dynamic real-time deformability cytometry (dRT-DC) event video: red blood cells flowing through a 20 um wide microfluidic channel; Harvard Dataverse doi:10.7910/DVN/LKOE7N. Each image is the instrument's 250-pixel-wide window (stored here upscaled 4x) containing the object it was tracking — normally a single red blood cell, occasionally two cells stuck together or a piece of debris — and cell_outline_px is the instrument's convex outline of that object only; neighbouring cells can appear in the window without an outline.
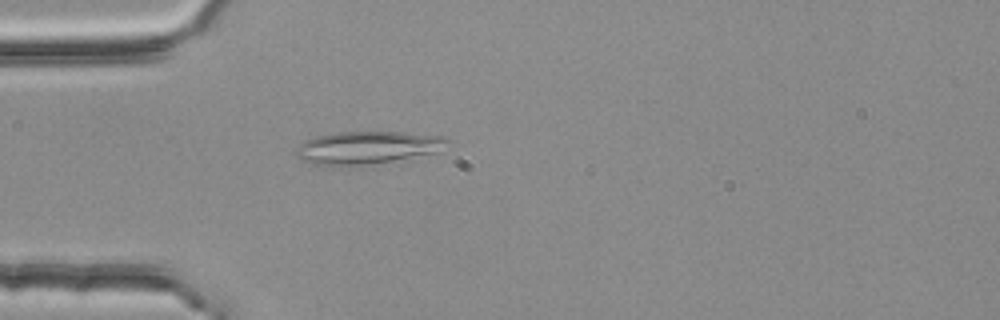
{"species": "common noctule bat (a hibernating species)", "species_latin": "Nyctalus noctula", "temperature_condition": "room temperature", "stored_images_in_passage": 3, "camera_frame_rate_fps": 3000, "um_per_image_px": 0.085, "animal": {"sex": "female", "body_mass_g": 25.1}, "frame": {"image": 1, "passage_image": 3, "time_ms": 0.667, "image_size_px": [1000, 320], "cell_outline_px": [[452, 140], [436, 152], [392, 160], [364, 164], [316, 164], [304, 160], [296, 156], [296, 148], [304, 140], [316, 136], [340, 132], [404, 132], [448, 136]], "centroid_in_image_um": [31.27, 12.5], "position_along_channel_um": 53.7, "area_um2": 28.15}}